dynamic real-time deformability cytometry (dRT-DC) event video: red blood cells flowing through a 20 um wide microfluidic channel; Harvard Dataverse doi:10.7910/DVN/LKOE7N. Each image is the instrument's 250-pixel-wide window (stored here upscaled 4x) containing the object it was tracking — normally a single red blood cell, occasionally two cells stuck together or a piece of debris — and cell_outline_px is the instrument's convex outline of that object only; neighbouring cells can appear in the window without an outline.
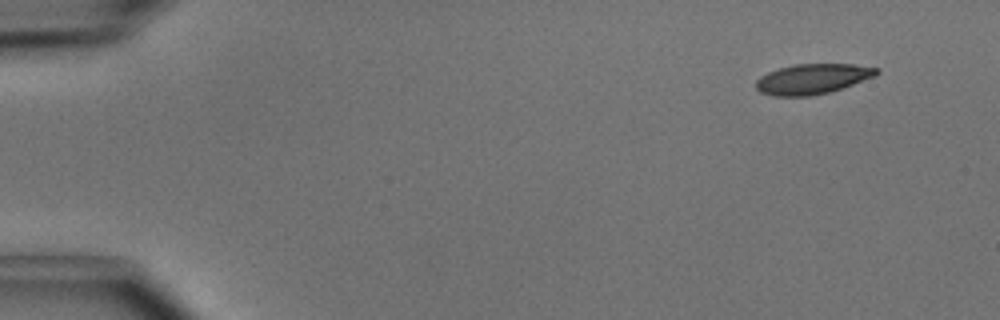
{"species": "common noctule bat (a hibernating species)", "species_latin": "Nyctalus noctula", "temperature_condition": "cold", "stored_images_in_passage": 47, "camera_frame_rate_fps": 3000, "um_per_image_px": 0.085, "animal": {"sex": "male", "body_mass_g": 15.6}, "frame": {"image": 1, "passage_image": 1, "time_ms": 0.0, "image_size_px": [1000, 320], "cell_outline_px": [[880, 72], [876, 76], [828, 92], [812, 96], [772, 96], [760, 92], [756, 88], [756, 80], [760, 76], [768, 72], [792, 64], [852, 64], [880, 68]], "centroid_in_image_um": [69.05, 6.7], "position_along_channel_um": 15.9, "area_um2": 21.21}}
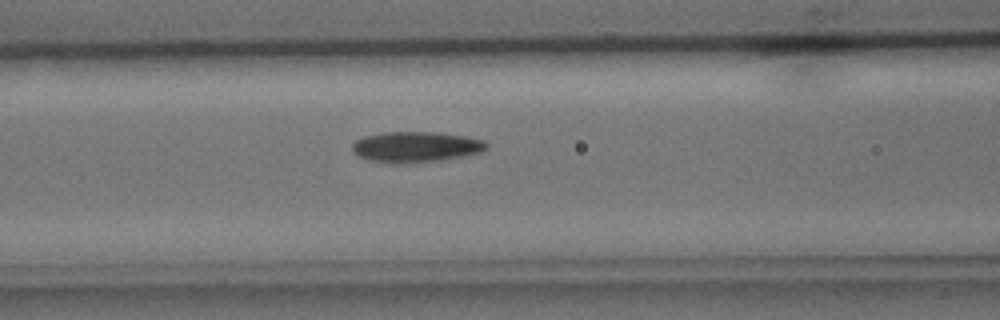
{"frame": {"image": 2, "passage_image": 18, "time_ms": 5.667, "image_size_px": [1000, 320], "cell_outline_px": [[488, 148], [480, 152], [440, 160], [412, 164], [392, 164], [372, 160], [356, 156], [352, 152], [352, 144], [356, 140], [364, 136], [384, 132], [436, 132], [464, 136], [484, 140], [488, 144]], "centroid_in_image_um": [35.3, 12.49], "position_along_channel_um": 131.3, "area_um2": 24.16}}
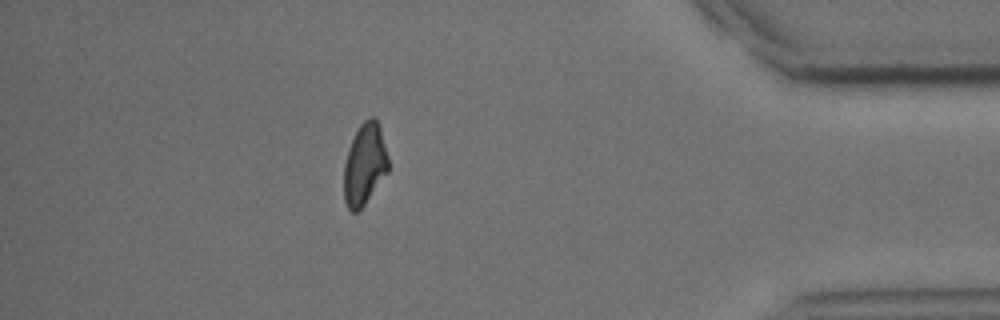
{"frame": {"image": 3, "passage_image": 41, "time_ms": 13.333, "image_size_px": [1000, 320], "cell_outline_px": [[388, 172], [364, 204], [356, 212], [352, 212], [348, 208], [344, 200], [344, 164], [348, 148], [360, 124], [364, 120], [372, 116], [376, 116], [380, 124], [388, 156]], "centroid_in_image_um": [31.0, 13.92], "position_along_channel_um": 404.2, "area_um2": 21.15}, "authors_computed_cell_mechanics": {"area_um2": 22.3108, "velocity_mm_per_s": 4.0563, "shape_relaxation_time_tau1_ms": 4.3738, "shape_relaxation_time_tau2_ms": 8.5529, "deformation_change_tau1": 0.1345, "deformation_change_tau2": 0.1742}}